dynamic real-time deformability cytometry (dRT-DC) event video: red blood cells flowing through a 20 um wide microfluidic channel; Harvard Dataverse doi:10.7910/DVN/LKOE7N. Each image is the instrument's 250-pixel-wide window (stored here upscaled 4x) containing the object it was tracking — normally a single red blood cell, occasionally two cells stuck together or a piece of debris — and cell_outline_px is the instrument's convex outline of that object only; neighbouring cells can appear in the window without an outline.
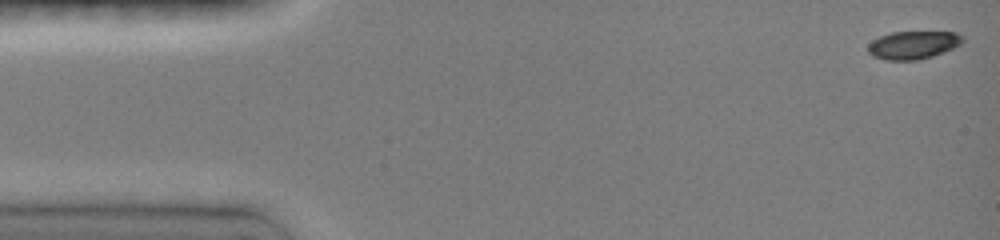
{"species": "common noctule bat (a hibernating species)", "species_latin": "Nyctalus noctula", "temperature_condition": "room temperature", "stored_images_in_passage": 27, "camera_frame_rate_fps": 3000, "um_per_image_px": 0.085, "animal": {"sex": "female", "body_mass_g": 19.0, "forearm_length_mm": 51.5}, "frame": {"image": 1, "passage_image": 1, "time_ms": 0.0, "image_size_px": [1000, 240], "cell_outline_px": [[964, 40], [960, 44], [952, 48], [932, 56], [916, 60], [884, 60], [872, 56], [868, 52], [868, 44], [872, 40], [880, 36], [892, 32], [956, 32], [964, 36]], "centroid_in_image_um": [77.59, 3.82], "position_along_channel_um": 7.4, "area_um2": 15.43}}
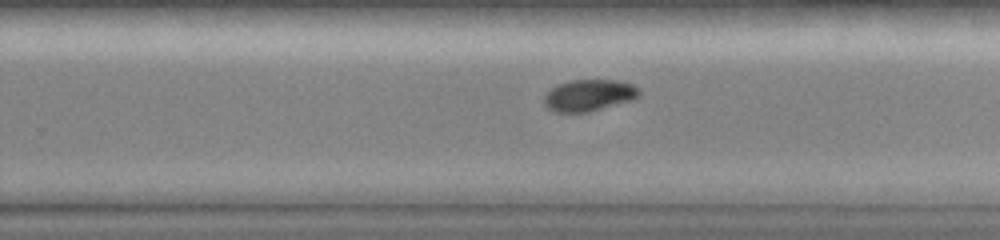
{"frame": {"image": 2, "passage_image": 15, "time_ms": 9.667, "image_size_px": [1000, 240], "cell_outline_px": [[640, 96], [632, 100], [588, 112], [556, 112], [548, 108], [544, 104], [544, 96], [552, 88], [560, 84], [572, 80], [616, 80], [632, 84], [640, 88]], "centroid_in_image_um": [50.09, 8.1], "position_along_channel_um": 279.7, "area_um2": 17.4}}
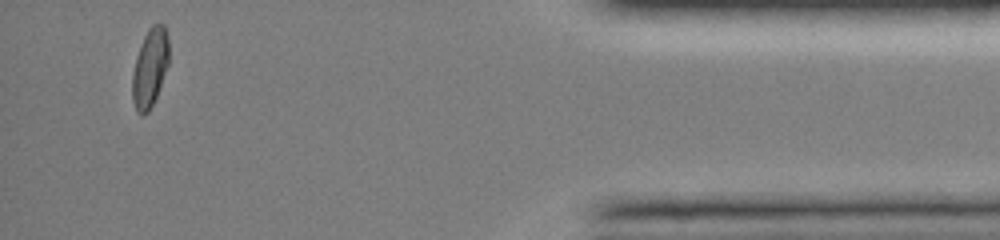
{"frame": {"image": 3, "passage_image": 25, "time_ms": 14.333, "image_size_px": [1000, 240], "cell_outline_px": [[168, 64], [156, 96], [148, 112], [140, 116], [136, 112], [132, 100], [132, 72], [136, 56], [140, 44], [148, 28], [152, 24], [164, 24], [168, 36]], "centroid_in_image_um": [12.72, 5.75], "position_along_channel_um": 422.5, "area_um2": 16.82}, "authors_computed_cell_mechanics": {"area_um2": 17.3978, "velocity_mm_per_s": 4.1004, "shape_relaxation_time_tau1_ms": 3.0792, "shape_relaxation_time_tau2_ms": null, "deformation_change_tau1": 0.1054, "deformation_change_tau2": null}}